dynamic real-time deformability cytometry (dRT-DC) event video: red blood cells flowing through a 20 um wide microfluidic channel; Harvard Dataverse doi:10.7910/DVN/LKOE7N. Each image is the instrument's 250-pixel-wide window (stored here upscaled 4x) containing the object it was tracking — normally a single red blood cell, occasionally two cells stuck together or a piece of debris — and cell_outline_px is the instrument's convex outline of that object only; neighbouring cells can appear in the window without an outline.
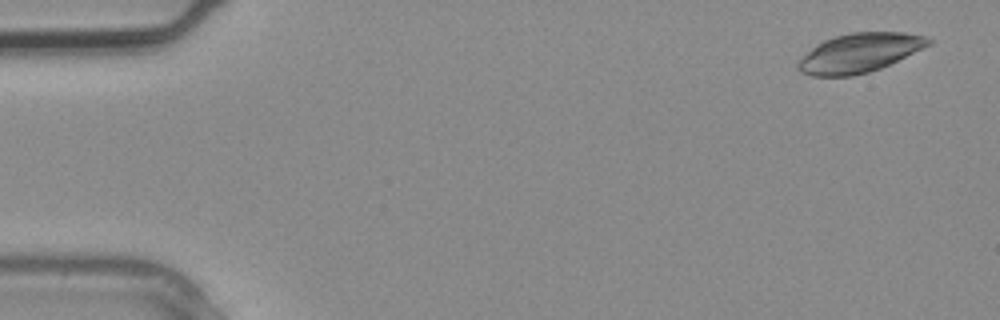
{"species": "common noctule bat (a hibernating species)", "species_latin": "Nyctalus noctula", "temperature_condition": "warm", "stored_images_in_passage": 4, "segment_of_instrument_passage": [2, 2], "camera_frame_rate_fps": 3000, "um_per_image_px": 0.085, "animal": {"sex": "male", "body_mass_g": 20.4}, "frame": {"image": 1, "passage_image": 4, "time_ms": 1.0, "image_size_px": [1000, 320], "cell_outline_px": [[932, 44], [880, 68], [868, 72], [852, 76], [812, 76], [800, 72], [796, 68], [796, 64], [816, 44], [824, 40], [836, 36], [852, 32], [904, 32], [928, 36], [932, 40]], "centroid_in_image_um": [73.06, 4.49], "position_along_channel_um": 11.9, "area_um2": 29.59}}